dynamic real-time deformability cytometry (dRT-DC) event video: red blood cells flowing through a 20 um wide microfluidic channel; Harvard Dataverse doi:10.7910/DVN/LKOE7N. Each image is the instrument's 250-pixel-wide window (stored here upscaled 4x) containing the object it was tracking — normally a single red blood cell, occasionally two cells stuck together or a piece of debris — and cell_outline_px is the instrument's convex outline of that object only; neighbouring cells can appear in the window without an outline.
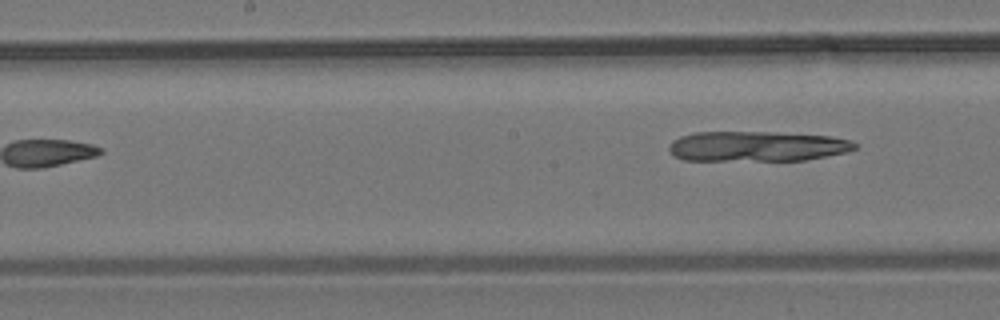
{"species": "common noctule bat (a hibernating species)", "species_latin": "Nyctalus noctula", "temperature_condition": "room temperature", "stored_images_in_passage": 7, "camera_frame_rate_fps": 3000, "um_per_image_px": 0.085, "animal": {"sex": "male", "body_mass_g": 19.2, "forearm_length_mm": 51.8}, "frame": {"image": 1, "passage_image": 7, "time_ms": 7.0, "image_size_px": [1000, 320], "cell_outline_px": [[856, 148], [848, 152], [804, 160], [684, 160], [676, 156], [668, 148], [672, 140], [680, 136], [696, 132], [776, 132], [832, 136], [852, 140], [856, 144]], "centroid_in_image_um": [64.38, 12.43], "position_along_channel_um": 183.8, "area_um2": 32.71}}